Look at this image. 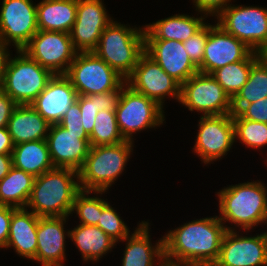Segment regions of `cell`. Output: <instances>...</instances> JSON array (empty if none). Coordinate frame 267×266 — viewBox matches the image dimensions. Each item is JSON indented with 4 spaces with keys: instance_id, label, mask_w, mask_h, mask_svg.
I'll use <instances>...</instances> for the list:
<instances>
[{
    "instance_id": "obj_9",
    "label": "cell",
    "mask_w": 267,
    "mask_h": 266,
    "mask_svg": "<svg viewBox=\"0 0 267 266\" xmlns=\"http://www.w3.org/2000/svg\"><path fill=\"white\" fill-rule=\"evenodd\" d=\"M162 109L157 102L135 92L127 85L115 110L118 128L123 138L133 141V133L160 126L165 120Z\"/></svg>"
},
{
    "instance_id": "obj_36",
    "label": "cell",
    "mask_w": 267,
    "mask_h": 266,
    "mask_svg": "<svg viewBox=\"0 0 267 266\" xmlns=\"http://www.w3.org/2000/svg\"><path fill=\"white\" fill-rule=\"evenodd\" d=\"M209 34V24H205L198 32L183 42V46L192 60L198 67L203 61L204 48Z\"/></svg>"
},
{
    "instance_id": "obj_47",
    "label": "cell",
    "mask_w": 267,
    "mask_h": 266,
    "mask_svg": "<svg viewBox=\"0 0 267 266\" xmlns=\"http://www.w3.org/2000/svg\"><path fill=\"white\" fill-rule=\"evenodd\" d=\"M8 44L0 38V68H5L6 62L10 54L8 53Z\"/></svg>"
},
{
    "instance_id": "obj_20",
    "label": "cell",
    "mask_w": 267,
    "mask_h": 266,
    "mask_svg": "<svg viewBox=\"0 0 267 266\" xmlns=\"http://www.w3.org/2000/svg\"><path fill=\"white\" fill-rule=\"evenodd\" d=\"M77 97L65 75H53L31 105L49 124H58Z\"/></svg>"
},
{
    "instance_id": "obj_27",
    "label": "cell",
    "mask_w": 267,
    "mask_h": 266,
    "mask_svg": "<svg viewBox=\"0 0 267 266\" xmlns=\"http://www.w3.org/2000/svg\"><path fill=\"white\" fill-rule=\"evenodd\" d=\"M12 164L34 177L54 168L46 139L15 145L12 151Z\"/></svg>"
},
{
    "instance_id": "obj_15",
    "label": "cell",
    "mask_w": 267,
    "mask_h": 266,
    "mask_svg": "<svg viewBox=\"0 0 267 266\" xmlns=\"http://www.w3.org/2000/svg\"><path fill=\"white\" fill-rule=\"evenodd\" d=\"M103 4L102 0H77L76 20L69 34L78 53L93 52L111 23Z\"/></svg>"
},
{
    "instance_id": "obj_2",
    "label": "cell",
    "mask_w": 267,
    "mask_h": 266,
    "mask_svg": "<svg viewBox=\"0 0 267 266\" xmlns=\"http://www.w3.org/2000/svg\"><path fill=\"white\" fill-rule=\"evenodd\" d=\"M78 172L70 168L54 167L35 177L26 208L39 217L69 216L76 194L80 191Z\"/></svg>"
},
{
    "instance_id": "obj_12",
    "label": "cell",
    "mask_w": 267,
    "mask_h": 266,
    "mask_svg": "<svg viewBox=\"0 0 267 266\" xmlns=\"http://www.w3.org/2000/svg\"><path fill=\"white\" fill-rule=\"evenodd\" d=\"M125 81L132 90L154 100L162 108L167 95L180 100L181 85L145 52Z\"/></svg>"
},
{
    "instance_id": "obj_24",
    "label": "cell",
    "mask_w": 267,
    "mask_h": 266,
    "mask_svg": "<svg viewBox=\"0 0 267 266\" xmlns=\"http://www.w3.org/2000/svg\"><path fill=\"white\" fill-rule=\"evenodd\" d=\"M148 222L142 221L132 236L129 234L124 250L122 266H154L155 257L161 260L164 257V239L158 240L153 247L150 242Z\"/></svg>"
},
{
    "instance_id": "obj_42",
    "label": "cell",
    "mask_w": 267,
    "mask_h": 266,
    "mask_svg": "<svg viewBox=\"0 0 267 266\" xmlns=\"http://www.w3.org/2000/svg\"><path fill=\"white\" fill-rule=\"evenodd\" d=\"M17 208L0 205V248H6L12 213Z\"/></svg>"
},
{
    "instance_id": "obj_21",
    "label": "cell",
    "mask_w": 267,
    "mask_h": 266,
    "mask_svg": "<svg viewBox=\"0 0 267 266\" xmlns=\"http://www.w3.org/2000/svg\"><path fill=\"white\" fill-rule=\"evenodd\" d=\"M67 216L39 217L37 226V250L33 259L42 266H63L65 259L64 223Z\"/></svg>"
},
{
    "instance_id": "obj_44",
    "label": "cell",
    "mask_w": 267,
    "mask_h": 266,
    "mask_svg": "<svg viewBox=\"0 0 267 266\" xmlns=\"http://www.w3.org/2000/svg\"><path fill=\"white\" fill-rule=\"evenodd\" d=\"M14 146L7 127L0 128V154H12Z\"/></svg>"
},
{
    "instance_id": "obj_11",
    "label": "cell",
    "mask_w": 267,
    "mask_h": 266,
    "mask_svg": "<svg viewBox=\"0 0 267 266\" xmlns=\"http://www.w3.org/2000/svg\"><path fill=\"white\" fill-rule=\"evenodd\" d=\"M22 50L53 75H65L78 53L69 33L44 30H38Z\"/></svg>"
},
{
    "instance_id": "obj_40",
    "label": "cell",
    "mask_w": 267,
    "mask_h": 266,
    "mask_svg": "<svg viewBox=\"0 0 267 266\" xmlns=\"http://www.w3.org/2000/svg\"><path fill=\"white\" fill-rule=\"evenodd\" d=\"M127 86V82L124 80L116 89L97 94L98 111L108 110L115 111L118 106L120 96L123 89Z\"/></svg>"
},
{
    "instance_id": "obj_10",
    "label": "cell",
    "mask_w": 267,
    "mask_h": 266,
    "mask_svg": "<svg viewBox=\"0 0 267 266\" xmlns=\"http://www.w3.org/2000/svg\"><path fill=\"white\" fill-rule=\"evenodd\" d=\"M231 5L217 16L216 24L254 52L267 46V9Z\"/></svg>"
},
{
    "instance_id": "obj_41",
    "label": "cell",
    "mask_w": 267,
    "mask_h": 266,
    "mask_svg": "<svg viewBox=\"0 0 267 266\" xmlns=\"http://www.w3.org/2000/svg\"><path fill=\"white\" fill-rule=\"evenodd\" d=\"M231 0H194L196 10L204 13L218 16L224 9L229 6ZM228 3V4H227Z\"/></svg>"
},
{
    "instance_id": "obj_22",
    "label": "cell",
    "mask_w": 267,
    "mask_h": 266,
    "mask_svg": "<svg viewBox=\"0 0 267 266\" xmlns=\"http://www.w3.org/2000/svg\"><path fill=\"white\" fill-rule=\"evenodd\" d=\"M26 210L17 208L12 213L6 248L13 246L17 254L33 260L37 250L39 216Z\"/></svg>"
},
{
    "instance_id": "obj_35",
    "label": "cell",
    "mask_w": 267,
    "mask_h": 266,
    "mask_svg": "<svg viewBox=\"0 0 267 266\" xmlns=\"http://www.w3.org/2000/svg\"><path fill=\"white\" fill-rule=\"evenodd\" d=\"M97 226L116 242L124 241L130 232L124 221L120 219L116 210L109 203L102 209Z\"/></svg>"
},
{
    "instance_id": "obj_13",
    "label": "cell",
    "mask_w": 267,
    "mask_h": 266,
    "mask_svg": "<svg viewBox=\"0 0 267 266\" xmlns=\"http://www.w3.org/2000/svg\"><path fill=\"white\" fill-rule=\"evenodd\" d=\"M32 0H3L0 11V38L22 50L38 32L37 5Z\"/></svg>"
},
{
    "instance_id": "obj_32",
    "label": "cell",
    "mask_w": 267,
    "mask_h": 266,
    "mask_svg": "<svg viewBox=\"0 0 267 266\" xmlns=\"http://www.w3.org/2000/svg\"><path fill=\"white\" fill-rule=\"evenodd\" d=\"M89 139L91 146L114 145L126 141L119 131L115 111L101 110L97 113Z\"/></svg>"
},
{
    "instance_id": "obj_48",
    "label": "cell",
    "mask_w": 267,
    "mask_h": 266,
    "mask_svg": "<svg viewBox=\"0 0 267 266\" xmlns=\"http://www.w3.org/2000/svg\"><path fill=\"white\" fill-rule=\"evenodd\" d=\"M257 60L267 69V46H264L256 52Z\"/></svg>"
},
{
    "instance_id": "obj_14",
    "label": "cell",
    "mask_w": 267,
    "mask_h": 266,
    "mask_svg": "<svg viewBox=\"0 0 267 266\" xmlns=\"http://www.w3.org/2000/svg\"><path fill=\"white\" fill-rule=\"evenodd\" d=\"M194 152L205 164L218 160L235 142L232 114L201 116Z\"/></svg>"
},
{
    "instance_id": "obj_18",
    "label": "cell",
    "mask_w": 267,
    "mask_h": 266,
    "mask_svg": "<svg viewBox=\"0 0 267 266\" xmlns=\"http://www.w3.org/2000/svg\"><path fill=\"white\" fill-rule=\"evenodd\" d=\"M252 52L245 43L225 32L218 24L209 25L203 61L198 70L201 73L212 74L227 64L245 60Z\"/></svg>"
},
{
    "instance_id": "obj_30",
    "label": "cell",
    "mask_w": 267,
    "mask_h": 266,
    "mask_svg": "<svg viewBox=\"0 0 267 266\" xmlns=\"http://www.w3.org/2000/svg\"><path fill=\"white\" fill-rule=\"evenodd\" d=\"M257 61L256 53L253 51L245 60L227 64L215 70L211 75L232 100L247 82L251 67Z\"/></svg>"
},
{
    "instance_id": "obj_29",
    "label": "cell",
    "mask_w": 267,
    "mask_h": 266,
    "mask_svg": "<svg viewBox=\"0 0 267 266\" xmlns=\"http://www.w3.org/2000/svg\"><path fill=\"white\" fill-rule=\"evenodd\" d=\"M35 177L14 166L0 180V205L25 208L29 201Z\"/></svg>"
},
{
    "instance_id": "obj_33",
    "label": "cell",
    "mask_w": 267,
    "mask_h": 266,
    "mask_svg": "<svg viewBox=\"0 0 267 266\" xmlns=\"http://www.w3.org/2000/svg\"><path fill=\"white\" fill-rule=\"evenodd\" d=\"M234 135L247 147L257 148L267 145V123L243 119L232 113Z\"/></svg>"
},
{
    "instance_id": "obj_4",
    "label": "cell",
    "mask_w": 267,
    "mask_h": 266,
    "mask_svg": "<svg viewBox=\"0 0 267 266\" xmlns=\"http://www.w3.org/2000/svg\"><path fill=\"white\" fill-rule=\"evenodd\" d=\"M132 144V141L126 140L114 145L91 146L78 171L80 190L105 193L125 169L132 152Z\"/></svg>"
},
{
    "instance_id": "obj_23",
    "label": "cell",
    "mask_w": 267,
    "mask_h": 266,
    "mask_svg": "<svg viewBox=\"0 0 267 266\" xmlns=\"http://www.w3.org/2000/svg\"><path fill=\"white\" fill-rule=\"evenodd\" d=\"M50 125L32 105H17L10 116L7 129L14 145L45 140Z\"/></svg>"
},
{
    "instance_id": "obj_31",
    "label": "cell",
    "mask_w": 267,
    "mask_h": 266,
    "mask_svg": "<svg viewBox=\"0 0 267 266\" xmlns=\"http://www.w3.org/2000/svg\"><path fill=\"white\" fill-rule=\"evenodd\" d=\"M267 97V69L257 61L250 70L247 82L232 99L233 113L244 105Z\"/></svg>"
},
{
    "instance_id": "obj_16",
    "label": "cell",
    "mask_w": 267,
    "mask_h": 266,
    "mask_svg": "<svg viewBox=\"0 0 267 266\" xmlns=\"http://www.w3.org/2000/svg\"><path fill=\"white\" fill-rule=\"evenodd\" d=\"M212 266H267V238L239 236L227 230L221 242L219 256Z\"/></svg>"
},
{
    "instance_id": "obj_28",
    "label": "cell",
    "mask_w": 267,
    "mask_h": 266,
    "mask_svg": "<svg viewBox=\"0 0 267 266\" xmlns=\"http://www.w3.org/2000/svg\"><path fill=\"white\" fill-rule=\"evenodd\" d=\"M81 251L84 261L99 260L105 253L116 245V241L95 225L79 224L67 232Z\"/></svg>"
},
{
    "instance_id": "obj_50",
    "label": "cell",
    "mask_w": 267,
    "mask_h": 266,
    "mask_svg": "<svg viewBox=\"0 0 267 266\" xmlns=\"http://www.w3.org/2000/svg\"><path fill=\"white\" fill-rule=\"evenodd\" d=\"M265 222L267 223V214H266V219H265ZM266 238H267V232H264Z\"/></svg>"
},
{
    "instance_id": "obj_49",
    "label": "cell",
    "mask_w": 267,
    "mask_h": 266,
    "mask_svg": "<svg viewBox=\"0 0 267 266\" xmlns=\"http://www.w3.org/2000/svg\"><path fill=\"white\" fill-rule=\"evenodd\" d=\"M3 71H4V68H0V92L3 89Z\"/></svg>"
},
{
    "instance_id": "obj_38",
    "label": "cell",
    "mask_w": 267,
    "mask_h": 266,
    "mask_svg": "<svg viewBox=\"0 0 267 266\" xmlns=\"http://www.w3.org/2000/svg\"><path fill=\"white\" fill-rule=\"evenodd\" d=\"M237 113L243 119L267 123V97L244 105Z\"/></svg>"
},
{
    "instance_id": "obj_19",
    "label": "cell",
    "mask_w": 267,
    "mask_h": 266,
    "mask_svg": "<svg viewBox=\"0 0 267 266\" xmlns=\"http://www.w3.org/2000/svg\"><path fill=\"white\" fill-rule=\"evenodd\" d=\"M144 52L180 85L199 72L198 67L189 58L183 42L144 39Z\"/></svg>"
},
{
    "instance_id": "obj_37",
    "label": "cell",
    "mask_w": 267,
    "mask_h": 266,
    "mask_svg": "<svg viewBox=\"0 0 267 266\" xmlns=\"http://www.w3.org/2000/svg\"><path fill=\"white\" fill-rule=\"evenodd\" d=\"M76 101L79 104L83 127L86 133L90 135L94 128L95 117L99 112L97 105V94H92L89 96L78 95Z\"/></svg>"
},
{
    "instance_id": "obj_25",
    "label": "cell",
    "mask_w": 267,
    "mask_h": 266,
    "mask_svg": "<svg viewBox=\"0 0 267 266\" xmlns=\"http://www.w3.org/2000/svg\"><path fill=\"white\" fill-rule=\"evenodd\" d=\"M77 13V0H43L37 5L38 30L70 33Z\"/></svg>"
},
{
    "instance_id": "obj_39",
    "label": "cell",
    "mask_w": 267,
    "mask_h": 266,
    "mask_svg": "<svg viewBox=\"0 0 267 266\" xmlns=\"http://www.w3.org/2000/svg\"><path fill=\"white\" fill-rule=\"evenodd\" d=\"M58 124L70 132L86 133L82 124V117L77 101L70 106Z\"/></svg>"
},
{
    "instance_id": "obj_34",
    "label": "cell",
    "mask_w": 267,
    "mask_h": 266,
    "mask_svg": "<svg viewBox=\"0 0 267 266\" xmlns=\"http://www.w3.org/2000/svg\"><path fill=\"white\" fill-rule=\"evenodd\" d=\"M92 191L80 190L74 199L72 212H77L80 218V224L95 225L99 221L102 209L108 204L107 201L101 198L88 197L86 194H90Z\"/></svg>"
},
{
    "instance_id": "obj_3",
    "label": "cell",
    "mask_w": 267,
    "mask_h": 266,
    "mask_svg": "<svg viewBox=\"0 0 267 266\" xmlns=\"http://www.w3.org/2000/svg\"><path fill=\"white\" fill-rule=\"evenodd\" d=\"M219 220L229 221L250 230L264 223L267 214V188L261 181L240 183L218 192Z\"/></svg>"
},
{
    "instance_id": "obj_46",
    "label": "cell",
    "mask_w": 267,
    "mask_h": 266,
    "mask_svg": "<svg viewBox=\"0 0 267 266\" xmlns=\"http://www.w3.org/2000/svg\"><path fill=\"white\" fill-rule=\"evenodd\" d=\"M158 262H159V264H158L159 266H202V265L191 263V262L174 261V260H170L166 257H163Z\"/></svg>"
},
{
    "instance_id": "obj_1",
    "label": "cell",
    "mask_w": 267,
    "mask_h": 266,
    "mask_svg": "<svg viewBox=\"0 0 267 266\" xmlns=\"http://www.w3.org/2000/svg\"><path fill=\"white\" fill-rule=\"evenodd\" d=\"M219 217L202 218L170 230L164 239V257L179 262L212 266L227 230Z\"/></svg>"
},
{
    "instance_id": "obj_7",
    "label": "cell",
    "mask_w": 267,
    "mask_h": 266,
    "mask_svg": "<svg viewBox=\"0 0 267 266\" xmlns=\"http://www.w3.org/2000/svg\"><path fill=\"white\" fill-rule=\"evenodd\" d=\"M65 76L86 96L112 91L125 80L94 52L77 53Z\"/></svg>"
},
{
    "instance_id": "obj_8",
    "label": "cell",
    "mask_w": 267,
    "mask_h": 266,
    "mask_svg": "<svg viewBox=\"0 0 267 266\" xmlns=\"http://www.w3.org/2000/svg\"><path fill=\"white\" fill-rule=\"evenodd\" d=\"M180 103L203 116L232 114V100L211 74L195 73L181 85Z\"/></svg>"
},
{
    "instance_id": "obj_5",
    "label": "cell",
    "mask_w": 267,
    "mask_h": 266,
    "mask_svg": "<svg viewBox=\"0 0 267 266\" xmlns=\"http://www.w3.org/2000/svg\"><path fill=\"white\" fill-rule=\"evenodd\" d=\"M93 52L126 79L144 53V29L128 28L112 19Z\"/></svg>"
},
{
    "instance_id": "obj_43",
    "label": "cell",
    "mask_w": 267,
    "mask_h": 266,
    "mask_svg": "<svg viewBox=\"0 0 267 266\" xmlns=\"http://www.w3.org/2000/svg\"><path fill=\"white\" fill-rule=\"evenodd\" d=\"M17 104L5 92H0V128L7 127L10 116Z\"/></svg>"
},
{
    "instance_id": "obj_17",
    "label": "cell",
    "mask_w": 267,
    "mask_h": 266,
    "mask_svg": "<svg viewBox=\"0 0 267 266\" xmlns=\"http://www.w3.org/2000/svg\"><path fill=\"white\" fill-rule=\"evenodd\" d=\"M46 141L54 167L70 168L77 172L91 148L87 133L70 132L59 124L50 125Z\"/></svg>"
},
{
    "instance_id": "obj_6",
    "label": "cell",
    "mask_w": 267,
    "mask_h": 266,
    "mask_svg": "<svg viewBox=\"0 0 267 266\" xmlns=\"http://www.w3.org/2000/svg\"><path fill=\"white\" fill-rule=\"evenodd\" d=\"M6 62L3 71V89L17 105H31L45 89L53 74L30 58L23 50Z\"/></svg>"
},
{
    "instance_id": "obj_45",
    "label": "cell",
    "mask_w": 267,
    "mask_h": 266,
    "mask_svg": "<svg viewBox=\"0 0 267 266\" xmlns=\"http://www.w3.org/2000/svg\"><path fill=\"white\" fill-rule=\"evenodd\" d=\"M12 166V154H0V180L9 173Z\"/></svg>"
},
{
    "instance_id": "obj_26",
    "label": "cell",
    "mask_w": 267,
    "mask_h": 266,
    "mask_svg": "<svg viewBox=\"0 0 267 266\" xmlns=\"http://www.w3.org/2000/svg\"><path fill=\"white\" fill-rule=\"evenodd\" d=\"M204 17L174 15L144 27V39H165L184 42L198 32L206 23Z\"/></svg>"
}]
</instances>
